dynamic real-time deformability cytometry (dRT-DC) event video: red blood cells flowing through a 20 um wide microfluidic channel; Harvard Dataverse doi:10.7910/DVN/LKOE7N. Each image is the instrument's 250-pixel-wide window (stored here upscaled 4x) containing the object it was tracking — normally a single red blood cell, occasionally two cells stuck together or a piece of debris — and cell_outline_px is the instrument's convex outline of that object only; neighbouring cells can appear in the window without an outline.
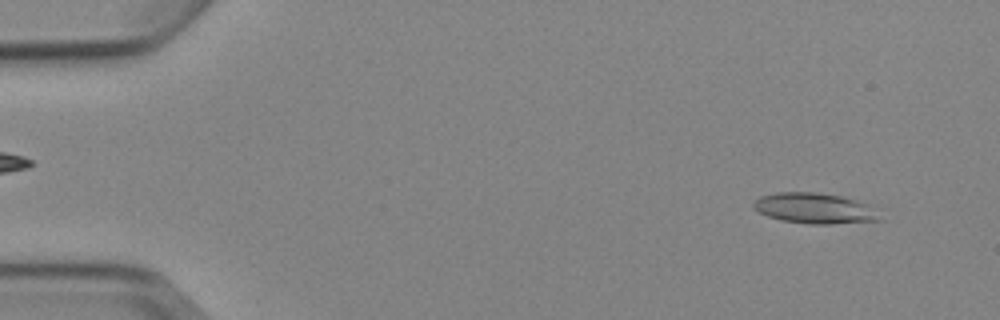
{"species": "Egyptian fruit bat (a non-hibernating species)", "species_latin": "Rousettus aegyptiacus", "temperature_condition": "cold", "stored_images_in_passage": 4, "camera_frame_rate_fps": 3000, "um_per_image_px": 0.085, "animal": {"sex": "female"}, "frame": {"image": 1, "passage_image": 1, "time_ms": 0.0, "image_size_px": [1000, 320], "cell_outline_px": [[884, 220], [832, 224], [808, 224], [780, 220], [768, 216], [752, 208], [752, 204], [760, 196], [776, 192], [816, 192], [840, 196], [880, 204]], "centroid_in_image_um": [69.44, 17.7], "position_along_channel_um": 15.6, "area_um2": 23.52}}
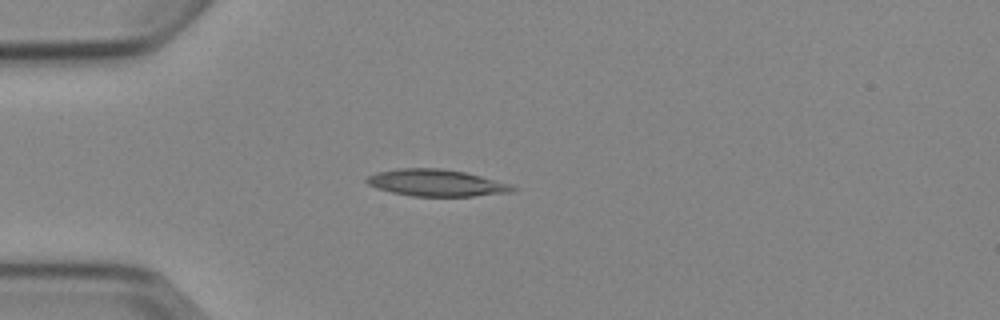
{"frame": {"image": 2, "passage_image": 3, "time_ms": 3.333, "image_size_px": [1000, 320], "cell_outline_px": [[516, 188], [512, 192], [472, 196], [412, 196], [392, 192], [376, 188], [368, 184], [364, 180], [368, 176], [376, 172], [400, 168], [440, 168], [464, 172], [480, 176], [508, 184]], "centroid_in_image_um": [37.02, 15.54], "position_along_channel_um": 48.0, "area_um2": 22.54}}